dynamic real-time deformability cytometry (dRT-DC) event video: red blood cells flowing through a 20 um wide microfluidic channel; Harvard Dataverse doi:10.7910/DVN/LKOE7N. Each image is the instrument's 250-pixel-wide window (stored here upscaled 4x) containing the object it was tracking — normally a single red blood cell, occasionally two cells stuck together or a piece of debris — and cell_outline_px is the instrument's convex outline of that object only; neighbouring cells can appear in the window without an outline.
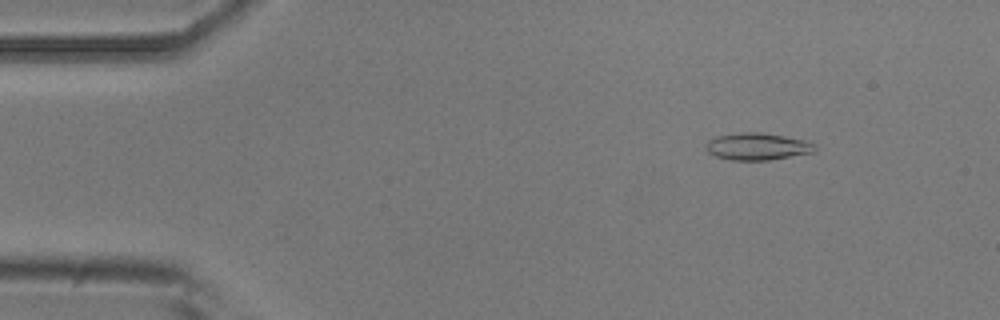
{"species": "common noctule bat (a hibernating species)", "species_latin": "Nyctalus noctula", "temperature_condition": "room temperature", "stored_images_in_passage": 4, "segment_of_instrument_passage": [1, 2], "camera_frame_rate_fps": 3000, "um_per_image_px": 0.085, "animal": {"sex": "male", "body_mass_g": 20.5, "forearm_length_mm": 52.5}, "frame": {"image": 1, "passage_image": 2, "time_ms": 1.333, "image_size_px": [1000, 320], "cell_outline_px": [[816, 148], [812, 152], [768, 160], [732, 160], [716, 156], [708, 152], [704, 144], [708, 140], [716, 136], [740, 132], [760, 132], [784, 136], [804, 140], [816, 144]], "centroid_in_image_um": [64.34, 12.44], "position_along_channel_um": 20.7, "area_um2": 17.11}}